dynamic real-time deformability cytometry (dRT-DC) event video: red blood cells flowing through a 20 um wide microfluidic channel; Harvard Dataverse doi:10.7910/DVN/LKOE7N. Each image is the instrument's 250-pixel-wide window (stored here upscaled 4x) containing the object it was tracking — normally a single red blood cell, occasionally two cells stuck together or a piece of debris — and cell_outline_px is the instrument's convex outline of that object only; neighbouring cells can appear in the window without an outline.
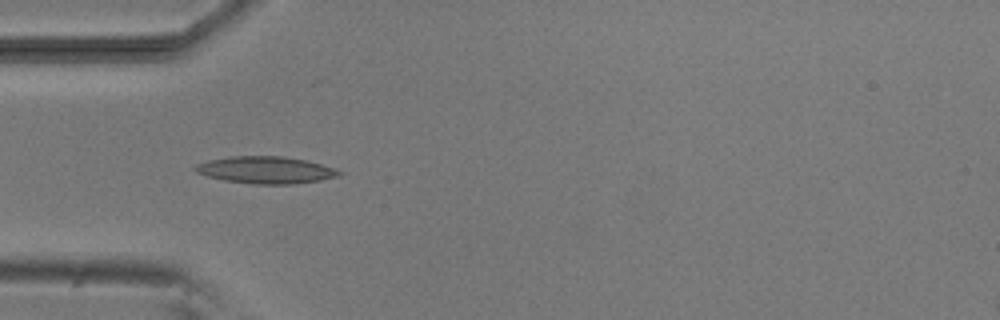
{"species": "common noctule bat (a hibernating species)", "species_latin": "Nyctalus noctula", "temperature_condition": "room temperature", "stored_images_in_passage": 5, "camera_frame_rate_fps": 3000, "um_per_image_px": 0.085, "animal": {"sex": "male", "body_mass_g": 20.5, "forearm_length_mm": 52.5}, "frame": {"image": 1, "passage_image": 4, "time_ms": 4.333, "image_size_px": [1000, 320], "cell_outline_px": [[344, 172], [336, 176], [320, 180], [296, 184], [252, 184], [224, 180], [208, 176], [196, 172], [192, 168], [196, 164], [208, 160], [228, 156], [284, 156], [304, 160], [336, 168]], "centroid_in_image_um": [22.56, 14.45], "position_along_channel_um": 62.4, "area_um2": 22.72}}
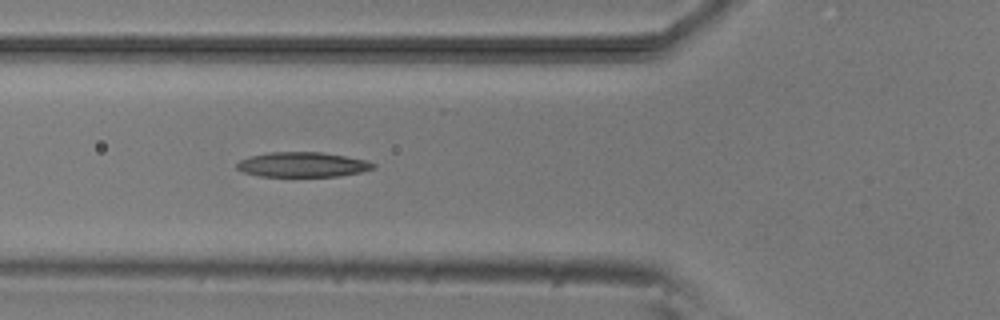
{"frame": {"image": 2, "passage_image": 5, "time_ms": 5.333, "image_size_px": [1000, 320], "cell_outline_px": [[376, 168], [360, 172], [340, 176], [260, 176], [244, 172], [236, 168], [236, 164], [240, 160], [252, 156], [268, 152], [320, 152], [368, 160], [376, 164]], "centroid_in_image_um": [25.75, 13.99], "position_along_channel_um": 100.1, "area_um2": 19.71}}